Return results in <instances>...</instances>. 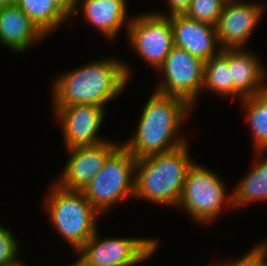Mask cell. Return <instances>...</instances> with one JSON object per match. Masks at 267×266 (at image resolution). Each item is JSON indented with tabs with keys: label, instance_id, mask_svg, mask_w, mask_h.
I'll use <instances>...</instances> for the list:
<instances>
[{
	"label": "cell",
	"instance_id": "cell-2",
	"mask_svg": "<svg viewBox=\"0 0 267 266\" xmlns=\"http://www.w3.org/2000/svg\"><path fill=\"white\" fill-rule=\"evenodd\" d=\"M193 110L182 98L154 91L142 111L137 130L121 144L136 159L178 149L188 139L179 137L177 132Z\"/></svg>",
	"mask_w": 267,
	"mask_h": 266
},
{
	"label": "cell",
	"instance_id": "cell-8",
	"mask_svg": "<svg viewBox=\"0 0 267 266\" xmlns=\"http://www.w3.org/2000/svg\"><path fill=\"white\" fill-rule=\"evenodd\" d=\"M126 35L135 55L155 71L162 66L174 46L170 17L155 12L132 16Z\"/></svg>",
	"mask_w": 267,
	"mask_h": 266
},
{
	"label": "cell",
	"instance_id": "cell-9",
	"mask_svg": "<svg viewBox=\"0 0 267 266\" xmlns=\"http://www.w3.org/2000/svg\"><path fill=\"white\" fill-rule=\"evenodd\" d=\"M156 72L164 76L154 89L157 93L182 98L196 109L203 87L204 62L201 59L173 46Z\"/></svg>",
	"mask_w": 267,
	"mask_h": 266
},
{
	"label": "cell",
	"instance_id": "cell-21",
	"mask_svg": "<svg viewBox=\"0 0 267 266\" xmlns=\"http://www.w3.org/2000/svg\"><path fill=\"white\" fill-rule=\"evenodd\" d=\"M225 0H192L185 15L191 19L216 25Z\"/></svg>",
	"mask_w": 267,
	"mask_h": 266
},
{
	"label": "cell",
	"instance_id": "cell-23",
	"mask_svg": "<svg viewBox=\"0 0 267 266\" xmlns=\"http://www.w3.org/2000/svg\"><path fill=\"white\" fill-rule=\"evenodd\" d=\"M168 4V12L169 14H165L162 11L158 12L156 11L155 13L163 15V16H171V15H176V14H185L186 11L189 9L192 0H167L166 1Z\"/></svg>",
	"mask_w": 267,
	"mask_h": 266
},
{
	"label": "cell",
	"instance_id": "cell-22",
	"mask_svg": "<svg viewBox=\"0 0 267 266\" xmlns=\"http://www.w3.org/2000/svg\"><path fill=\"white\" fill-rule=\"evenodd\" d=\"M19 240L12 231L0 224V266H6L18 262Z\"/></svg>",
	"mask_w": 267,
	"mask_h": 266
},
{
	"label": "cell",
	"instance_id": "cell-30",
	"mask_svg": "<svg viewBox=\"0 0 267 266\" xmlns=\"http://www.w3.org/2000/svg\"><path fill=\"white\" fill-rule=\"evenodd\" d=\"M25 263H22V261H18V262H15V263H12V264H9V265H6V266H27V265H24Z\"/></svg>",
	"mask_w": 267,
	"mask_h": 266
},
{
	"label": "cell",
	"instance_id": "cell-12",
	"mask_svg": "<svg viewBox=\"0 0 267 266\" xmlns=\"http://www.w3.org/2000/svg\"><path fill=\"white\" fill-rule=\"evenodd\" d=\"M120 145L117 141L115 143L107 140L93 146L67 149L70 156L55 183L68 190L83 191L102 170L107 158Z\"/></svg>",
	"mask_w": 267,
	"mask_h": 266
},
{
	"label": "cell",
	"instance_id": "cell-16",
	"mask_svg": "<svg viewBox=\"0 0 267 266\" xmlns=\"http://www.w3.org/2000/svg\"><path fill=\"white\" fill-rule=\"evenodd\" d=\"M46 37L17 4L0 8V43L7 49L20 54Z\"/></svg>",
	"mask_w": 267,
	"mask_h": 266
},
{
	"label": "cell",
	"instance_id": "cell-26",
	"mask_svg": "<svg viewBox=\"0 0 267 266\" xmlns=\"http://www.w3.org/2000/svg\"><path fill=\"white\" fill-rule=\"evenodd\" d=\"M254 248L257 249L265 258H267V240H265L261 243H258L257 245H254Z\"/></svg>",
	"mask_w": 267,
	"mask_h": 266
},
{
	"label": "cell",
	"instance_id": "cell-19",
	"mask_svg": "<svg viewBox=\"0 0 267 266\" xmlns=\"http://www.w3.org/2000/svg\"><path fill=\"white\" fill-rule=\"evenodd\" d=\"M249 124L254 151H267V89L241 100Z\"/></svg>",
	"mask_w": 267,
	"mask_h": 266
},
{
	"label": "cell",
	"instance_id": "cell-1",
	"mask_svg": "<svg viewBox=\"0 0 267 266\" xmlns=\"http://www.w3.org/2000/svg\"><path fill=\"white\" fill-rule=\"evenodd\" d=\"M115 58L91 61L59 74L52 85V105L93 104L105 108L125 90L132 76L130 66Z\"/></svg>",
	"mask_w": 267,
	"mask_h": 266
},
{
	"label": "cell",
	"instance_id": "cell-4",
	"mask_svg": "<svg viewBox=\"0 0 267 266\" xmlns=\"http://www.w3.org/2000/svg\"><path fill=\"white\" fill-rule=\"evenodd\" d=\"M43 209L57 233L78 251L98 228L99 213L82 191L68 190L53 182Z\"/></svg>",
	"mask_w": 267,
	"mask_h": 266
},
{
	"label": "cell",
	"instance_id": "cell-10",
	"mask_svg": "<svg viewBox=\"0 0 267 266\" xmlns=\"http://www.w3.org/2000/svg\"><path fill=\"white\" fill-rule=\"evenodd\" d=\"M66 149L93 146L107 141L99 136L106 109L93 104L53 106Z\"/></svg>",
	"mask_w": 267,
	"mask_h": 266
},
{
	"label": "cell",
	"instance_id": "cell-14",
	"mask_svg": "<svg viewBox=\"0 0 267 266\" xmlns=\"http://www.w3.org/2000/svg\"><path fill=\"white\" fill-rule=\"evenodd\" d=\"M127 4L126 0H75L70 19L82 11L89 24L113 41L121 28L125 27L126 32L128 30L131 17L127 13Z\"/></svg>",
	"mask_w": 267,
	"mask_h": 266
},
{
	"label": "cell",
	"instance_id": "cell-15",
	"mask_svg": "<svg viewBox=\"0 0 267 266\" xmlns=\"http://www.w3.org/2000/svg\"><path fill=\"white\" fill-rule=\"evenodd\" d=\"M262 65L255 53L243 48L228 49L233 98H240V101L267 89V71Z\"/></svg>",
	"mask_w": 267,
	"mask_h": 266
},
{
	"label": "cell",
	"instance_id": "cell-3",
	"mask_svg": "<svg viewBox=\"0 0 267 266\" xmlns=\"http://www.w3.org/2000/svg\"><path fill=\"white\" fill-rule=\"evenodd\" d=\"M188 145L137 159L134 198L177 209L186 174L194 162Z\"/></svg>",
	"mask_w": 267,
	"mask_h": 266
},
{
	"label": "cell",
	"instance_id": "cell-27",
	"mask_svg": "<svg viewBox=\"0 0 267 266\" xmlns=\"http://www.w3.org/2000/svg\"><path fill=\"white\" fill-rule=\"evenodd\" d=\"M69 266H96V265H92L88 263L84 258L79 256L77 261H75L74 263H72V265H69Z\"/></svg>",
	"mask_w": 267,
	"mask_h": 266
},
{
	"label": "cell",
	"instance_id": "cell-28",
	"mask_svg": "<svg viewBox=\"0 0 267 266\" xmlns=\"http://www.w3.org/2000/svg\"><path fill=\"white\" fill-rule=\"evenodd\" d=\"M69 12L74 6L75 0H58Z\"/></svg>",
	"mask_w": 267,
	"mask_h": 266
},
{
	"label": "cell",
	"instance_id": "cell-20",
	"mask_svg": "<svg viewBox=\"0 0 267 266\" xmlns=\"http://www.w3.org/2000/svg\"><path fill=\"white\" fill-rule=\"evenodd\" d=\"M211 91L217 95L233 98V81L228 66V49L204 62L202 91Z\"/></svg>",
	"mask_w": 267,
	"mask_h": 266
},
{
	"label": "cell",
	"instance_id": "cell-7",
	"mask_svg": "<svg viewBox=\"0 0 267 266\" xmlns=\"http://www.w3.org/2000/svg\"><path fill=\"white\" fill-rule=\"evenodd\" d=\"M94 235L76 252L96 266H134L149 259L157 251L159 240L146 237L99 238Z\"/></svg>",
	"mask_w": 267,
	"mask_h": 266
},
{
	"label": "cell",
	"instance_id": "cell-17",
	"mask_svg": "<svg viewBox=\"0 0 267 266\" xmlns=\"http://www.w3.org/2000/svg\"><path fill=\"white\" fill-rule=\"evenodd\" d=\"M265 153H267L266 150L254 152L256 157L259 156L256 160H260L258 162L255 160V166L238 181L239 184H236L237 186L232 190L233 209L256 201H267V156L264 157Z\"/></svg>",
	"mask_w": 267,
	"mask_h": 266
},
{
	"label": "cell",
	"instance_id": "cell-5",
	"mask_svg": "<svg viewBox=\"0 0 267 266\" xmlns=\"http://www.w3.org/2000/svg\"><path fill=\"white\" fill-rule=\"evenodd\" d=\"M222 179L214 171L193 162L186 174L178 209L186 210L197 223L212 224L221 216L222 210L233 208L232 192L227 193Z\"/></svg>",
	"mask_w": 267,
	"mask_h": 266
},
{
	"label": "cell",
	"instance_id": "cell-6",
	"mask_svg": "<svg viewBox=\"0 0 267 266\" xmlns=\"http://www.w3.org/2000/svg\"><path fill=\"white\" fill-rule=\"evenodd\" d=\"M136 163L137 159L121 144L82 191L100 216L117 202L134 198Z\"/></svg>",
	"mask_w": 267,
	"mask_h": 266
},
{
	"label": "cell",
	"instance_id": "cell-24",
	"mask_svg": "<svg viewBox=\"0 0 267 266\" xmlns=\"http://www.w3.org/2000/svg\"><path fill=\"white\" fill-rule=\"evenodd\" d=\"M244 266H267V258L253 247L244 254Z\"/></svg>",
	"mask_w": 267,
	"mask_h": 266
},
{
	"label": "cell",
	"instance_id": "cell-11",
	"mask_svg": "<svg viewBox=\"0 0 267 266\" xmlns=\"http://www.w3.org/2000/svg\"><path fill=\"white\" fill-rule=\"evenodd\" d=\"M265 3L226 1L215 25L221 49L244 48L264 14Z\"/></svg>",
	"mask_w": 267,
	"mask_h": 266
},
{
	"label": "cell",
	"instance_id": "cell-13",
	"mask_svg": "<svg viewBox=\"0 0 267 266\" xmlns=\"http://www.w3.org/2000/svg\"><path fill=\"white\" fill-rule=\"evenodd\" d=\"M169 17L174 46L185 49L203 62L221 52L214 25L191 19L185 14Z\"/></svg>",
	"mask_w": 267,
	"mask_h": 266
},
{
	"label": "cell",
	"instance_id": "cell-25",
	"mask_svg": "<svg viewBox=\"0 0 267 266\" xmlns=\"http://www.w3.org/2000/svg\"><path fill=\"white\" fill-rule=\"evenodd\" d=\"M208 266H213V265H208ZM214 266H244V255L242 257H238L237 259H233L232 261H225V263L221 262L218 263L217 265L215 264Z\"/></svg>",
	"mask_w": 267,
	"mask_h": 266
},
{
	"label": "cell",
	"instance_id": "cell-29",
	"mask_svg": "<svg viewBox=\"0 0 267 266\" xmlns=\"http://www.w3.org/2000/svg\"><path fill=\"white\" fill-rule=\"evenodd\" d=\"M18 0H0V8L16 5Z\"/></svg>",
	"mask_w": 267,
	"mask_h": 266
},
{
	"label": "cell",
	"instance_id": "cell-18",
	"mask_svg": "<svg viewBox=\"0 0 267 266\" xmlns=\"http://www.w3.org/2000/svg\"><path fill=\"white\" fill-rule=\"evenodd\" d=\"M17 5L45 36L70 19V12L58 0H18Z\"/></svg>",
	"mask_w": 267,
	"mask_h": 266
}]
</instances>
